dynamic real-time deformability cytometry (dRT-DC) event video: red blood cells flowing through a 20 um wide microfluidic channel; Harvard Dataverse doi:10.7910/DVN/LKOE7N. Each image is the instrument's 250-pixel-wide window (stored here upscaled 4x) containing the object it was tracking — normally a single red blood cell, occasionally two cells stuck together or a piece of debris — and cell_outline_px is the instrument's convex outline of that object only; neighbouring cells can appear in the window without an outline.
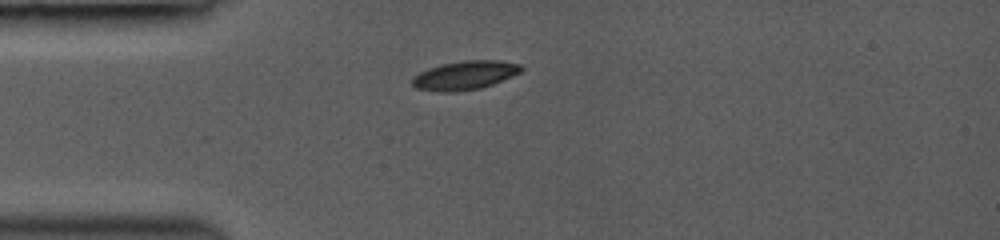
{"species": "common noctule bat (a hibernating species)", "species_latin": "Nyctalus noctula", "temperature_condition": "room temperature", "stored_images_in_passage": 7, "camera_frame_rate_fps": 3000, "um_per_image_px": 0.085, "animal": {"sex": "female", "body_mass_g": 19.0, "forearm_length_mm": 53.3}, "frame": {"image": 1, "passage_image": 1, "time_ms": 0.0, "image_size_px": [1000, 240], "cell_outline_px": [[524, 68], [520, 72], [512, 76], [492, 84], [480, 88], [456, 92], [436, 92], [416, 88], [412, 84], [412, 76], [428, 68], [444, 64], [464, 60], [496, 60], [520, 64]], "centroid_in_image_um": [39.49, 6.41], "position_along_channel_um": 45.5, "area_um2": 18.26}}
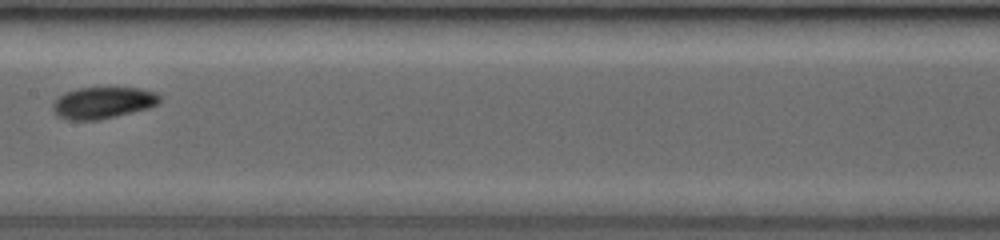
{"frame": {"image": 2, "passage_image": 5, "time_ms": 4.0, "image_size_px": [1000, 240], "cell_outline_px": [[160, 100], [156, 104], [148, 108], [100, 120], [68, 120], [56, 116], [52, 112], [52, 104], [64, 92], [80, 88], [140, 88], [156, 92], [160, 96]], "centroid_in_image_um": [8.71, 8.74], "position_along_channel_um": 198.7, "area_um2": 19.71}}
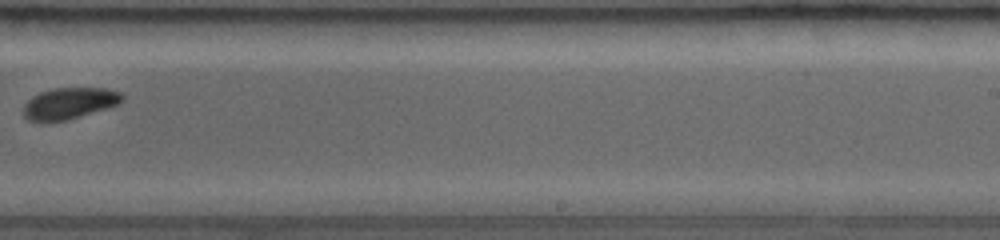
{"frame": {"image": 3, "passage_image": 7, "time_ms": 6.0, "image_size_px": [1000, 240], "cell_outline_px": [[124, 100], [120, 104], [64, 120], [44, 124], [28, 120], [24, 116], [24, 104], [32, 96], [40, 92], [52, 88], [108, 88], [120, 92], [124, 96]], "centroid_in_image_um": [5.87, 8.79], "position_along_channel_um": 283.1, "area_um2": 18.26}}